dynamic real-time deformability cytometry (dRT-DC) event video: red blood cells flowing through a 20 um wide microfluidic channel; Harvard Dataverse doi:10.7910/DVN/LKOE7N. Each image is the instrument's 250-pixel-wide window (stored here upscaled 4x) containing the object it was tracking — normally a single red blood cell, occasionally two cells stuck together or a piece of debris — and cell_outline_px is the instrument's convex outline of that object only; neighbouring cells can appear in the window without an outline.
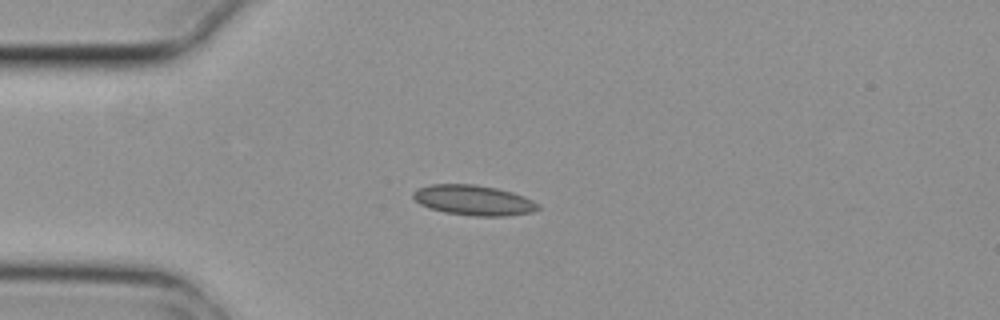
{"species": "common noctule bat (a hibernating species)", "species_latin": "Nyctalus noctula", "temperature_condition": "cold", "stored_images_in_passage": 5, "camera_frame_rate_fps": 3000, "um_per_image_px": 0.085, "animal": {"sex": "female", "body_mass_g": 29.2, "forearm_length_mm": 56.3}, "frame": {"image": 1, "passage_image": 3, "time_ms": 0.667, "image_size_px": [1000, 320], "cell_outline_px": [[540, 208], [532, 212], [508, 216], [472, 216], [444, 212], [428, 208], [420, 204], [412, 196], [412, 192], [416, 188], [432, 184], [476, 184], [496, 188], [512, 192], [524, 196], [540, 204]], "centroid_in_image_um": [40.25, 17.02], "position_along_channel_um": 44.8, "area_um2": 22.2}}
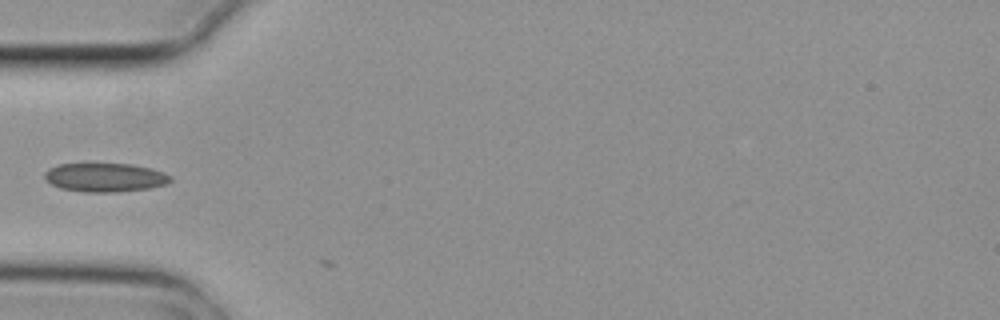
{"frame": {"image": 2, "passage_image": 4, "time_ms": 1.0, "image_size_px": [1000, 320], "cell_outline_px": [[172, 180], [164, 184], [148, 188], [116, 192], [84, 192], [60, 188], [52, 184], [44, 176], [44, 172], [48, 168], [56, 164], [132, 164], [152, 168], [164, 172], [172, 176]], "centroid_in_image_um": [8.93, 15.07], "position_along_channel_um": 76.1, "area_um2": 21.1}}
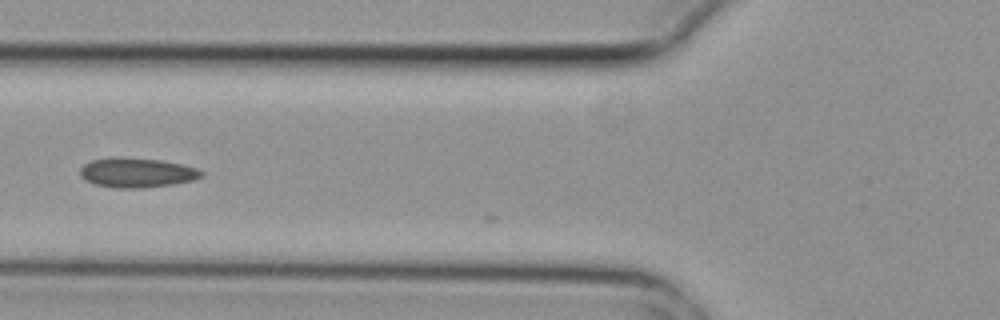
{"frame": {"image": 3, "passage_image": 5, "time_ms": 1.333, "image_size_px": [1000, 320], "cell_outline_px": [[204, 176], [192, 180], [172, 184], [140, 188], [116, 188], [96, 184], [84, 180], [80, 176], [80, 168], [84, 164], [92, 160], [112, 156], [120, 156], [160, 160], [180, 164], [196, 168], [204, 172]], "centroid_in_image_um": [11.6, 14.66], "position_along_channel_um": 114.2, "area_um2": 21.04}}